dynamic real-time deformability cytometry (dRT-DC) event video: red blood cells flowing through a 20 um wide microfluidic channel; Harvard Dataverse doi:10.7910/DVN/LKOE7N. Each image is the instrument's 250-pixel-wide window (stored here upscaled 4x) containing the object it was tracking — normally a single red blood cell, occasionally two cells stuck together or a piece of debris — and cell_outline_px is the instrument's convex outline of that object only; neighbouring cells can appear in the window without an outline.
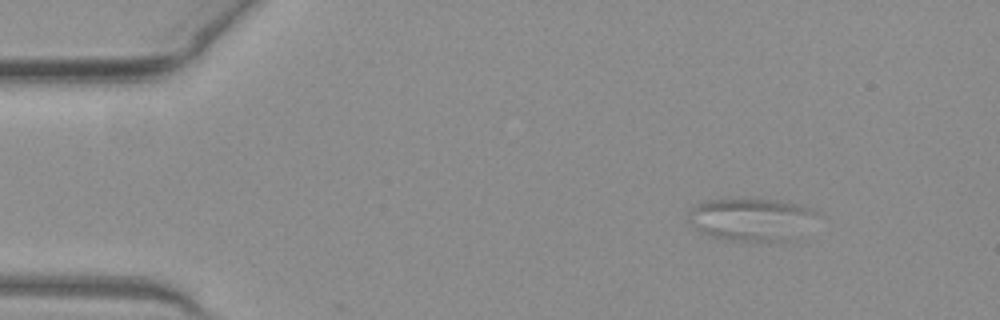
{"species": "common noctule bat (a hibernating species)", "species_latin": "Nyctalus noctula", "temperature_condition": "warm", "stored_images_in_passage": 55, "segment_of_instrument_passage": [1, 2], "camera_frame_rate_fps": 3000, "um_per_image_px": 0.085, "animal": {"sex": "female", "body_mass_g": 19.3, "forearm_length_mm": 54.1}, "frame": {"image": 1, "passage_image": 8, "time_ms": 2.333, "image_size_px": [1000, 320], "cell_outline_px": [[816, 212], [768, 240], [716, 240], [700, 232], [688, 220], [688, 212], [700, 200], [740, 196], [752, 196], [780, 200], [800, 204], [816, 208]], "centroid_in_image_um": [63.43, 18.48], "position_along_channel_um": 21.6, "area_um2": 30.29}}
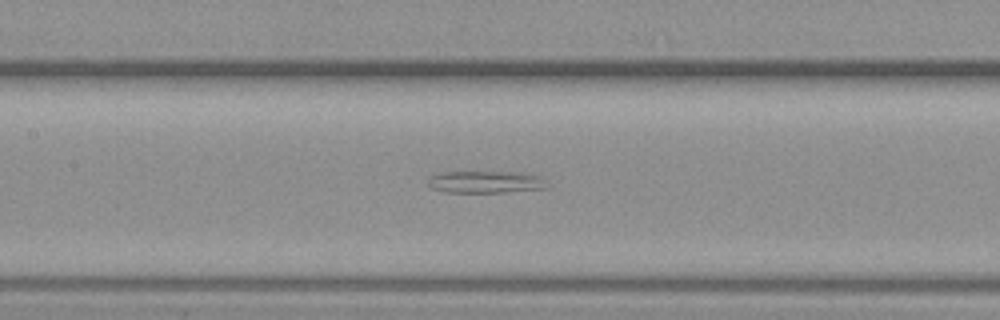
{"frame": {"image": 2, "passage_image": 26, "time_ms": 8.333, "image_size_px": [1000, 320], "cell_outline_px": [[552, 188], [504, 192], [444, 192], [432, 188], [428, 184], [428, 176], [440, 172], [516, 172], [536, 176]], "centroid_in_image_um": [41.22, 15.47], "position_along_channel_um": 166.2, "area_um2": 15.26}}
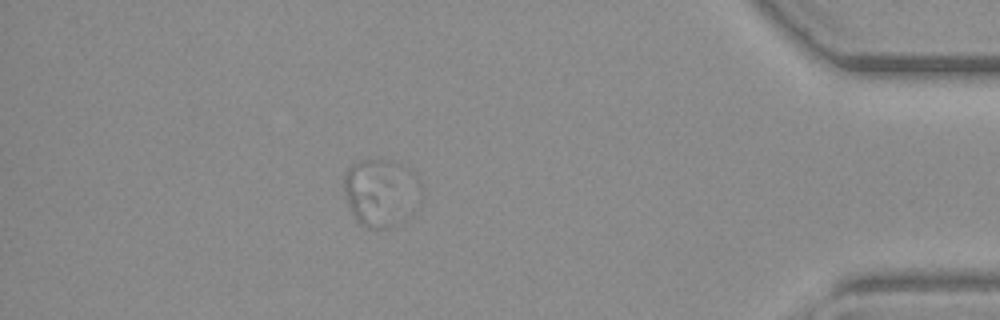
{"frame": {"image": 3, "passage_image": 48, "time_ms": 15.667, "image_size_px": [1000, 320], "cell_outline_px": [[412, 172], [408, 220], [400, 224], [388, 228], [364, 228], [356, 220], [348, 204], [344, 192], [344, 176], [348, 168], [352, 164], [360, 160], [380, 156], [392, 160], [408, 168]], "centroid_in_image_um": [32.17, 16.34], "position_along_channel_um": 403.0, "area_um2": 29.02}}